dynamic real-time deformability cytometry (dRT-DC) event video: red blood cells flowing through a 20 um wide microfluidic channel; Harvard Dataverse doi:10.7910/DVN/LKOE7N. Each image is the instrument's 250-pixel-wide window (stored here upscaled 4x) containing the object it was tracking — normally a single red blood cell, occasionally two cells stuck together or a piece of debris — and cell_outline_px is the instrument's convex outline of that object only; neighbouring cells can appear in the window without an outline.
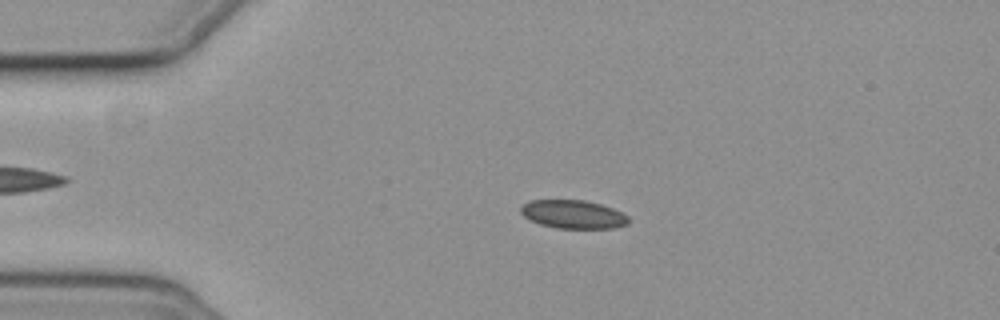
{"species": "common noctule bat (a hibernating species)", "species_latin": "Nyctalus noctula", "temperature_condition": "cold", "stored_images_in_passage": 57, "camera_frame_rate_fps": 3000, "um_per_image_px": 0.085, "animal": {"sex": "female", "body_mass_g": 19.3, "forearm_length_mm": 54.1}, "frame": {"image": 1, "passage_image": 13, "time_ms": 4.0, "image_size_px": [1000, 320], "cell_outline_px": [[628, 224], [616, 228], [556, 228], [540, 224], [528, 220], [520, 212], [520, 208], [528, 200], [584, 200], [600, 204], [612, 208], [628, 216]], "centroid_in_image_um": [48.69, 18.22], "position_along_channel_um": 36.3, "area_um2": 17.86}}
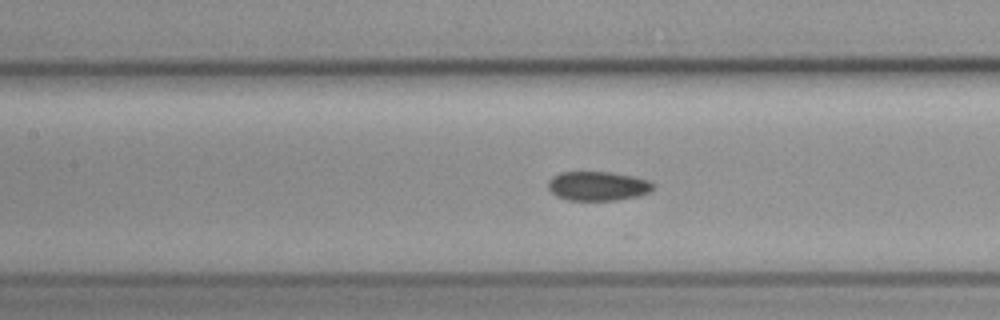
{"frame": {"image": 2, "passage_image": 26, "time_ms": 8.333, "image_size_px": [1000, 320], "cell_outline_px": [[656, 188], [652, 192], [640, 196], [616, 200], [568, 200], [556, 196], [548, 188], [548, 180], [552, 176], [560, 172], [612, 172], [636, 176], [648, 180], [656, 184]], "centroid_in_image_um": [50.88, 15.81], "position_along_channel_um": 156.5, "area_um2": 18.32}}
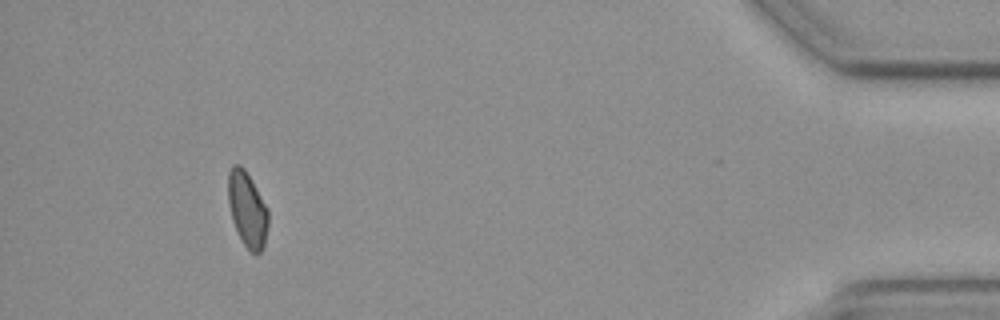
{"frame": {"image": 3, "passage_image": 53, "time_ms": 17.333, "image_size_px": [1000, 320], "cell_outline_px": [[268, 224], [264, 248], [256, 256], [248, 252], [232, 220], [228, 204], [228, 172], [232, 164], [240, 164], [244, 168], [268, 208]], "centroid_in_image_um": [21.02, 17.82], "position_along_channel_um": 414.2, "area_um2": 17.74}, "authors_computed_cell_mechanics": {"area_um2": 18.0914, "velocity_mm_per_s": 3.6502, "shape_relaxation_time_tau1_ms": null, "shape_relaxation_time_tau2_ms": 5.287, "deformation_change_tau1": null, "deformation_change_tau2": 0.0894}}